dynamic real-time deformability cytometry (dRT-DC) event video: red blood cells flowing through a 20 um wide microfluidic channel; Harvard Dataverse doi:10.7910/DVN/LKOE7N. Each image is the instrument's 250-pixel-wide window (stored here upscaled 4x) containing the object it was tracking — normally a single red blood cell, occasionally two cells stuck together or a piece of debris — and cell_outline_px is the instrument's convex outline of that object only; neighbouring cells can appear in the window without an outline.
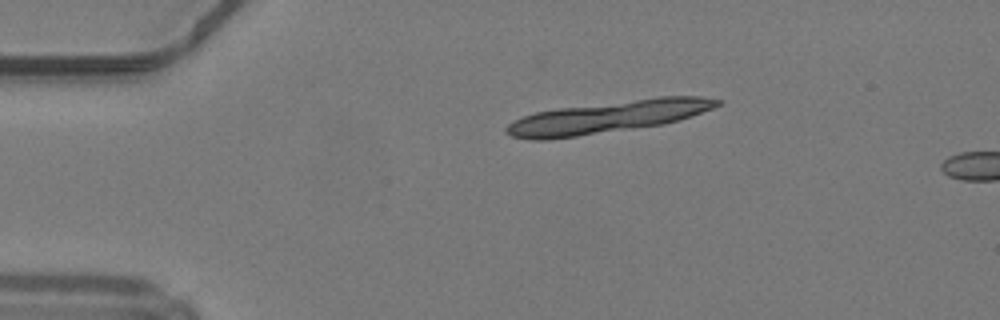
{"species": "common noctule bat (a hibernating species)", "species_latin": "Nyctalus noctula", "temperature_condition": "warm", "stored_images_in_passage": 6, "segment_of_instrument_passage": [2, 3], "camera_frame_rate_fps": 3000, "um_per_image_px": 0.085, "animal": {"sex": "male", "body_mass_g": 19.2, "forearm_length_mm": 51.8}, "frame": {"image": 1, "passage_image": 4, "time_ms": 1.0, "image_size_px": [1000, 320], "cell_outline_px": [[712, 104], [696, 112], [672, 120], [648, 124], [564, 136], [520, 136], [532, 116], [544, 112], [652, 100], [700, 100]], "centroid_in_image_um": [51.78, 9.95], "position_along_channel_um": 33.2, "area_um2": 28.84}}